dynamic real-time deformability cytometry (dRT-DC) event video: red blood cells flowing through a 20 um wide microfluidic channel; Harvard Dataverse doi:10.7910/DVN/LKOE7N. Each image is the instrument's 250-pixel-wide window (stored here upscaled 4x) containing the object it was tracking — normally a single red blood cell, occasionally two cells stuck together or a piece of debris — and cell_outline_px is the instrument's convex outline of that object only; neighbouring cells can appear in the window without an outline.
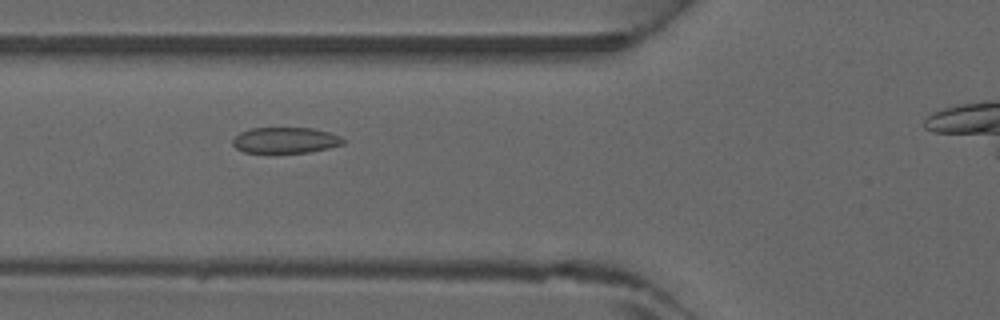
{"species": "common noctule bat (a hibernating species)", "species_latin": "Nyctalus noctula", "temperature_condition": "warm", "stored_images_in_passage": 32, "camera_frame_rate_fps": 3000, "um_per_image_px": 0.085, "animal": {"sex": "male", "forearm_length_mm": 52.5}, "frame": {"image": 1, "passage_image": 9, "time_ms": 2.667, "image_size_px": [1000, 320], "cell_outline_px": [[344, 144], [328, 148], [308, 152], [244, 152], [236, 148], [232, 144], [232, 140], [240, 132], [248, 128], [312, 128], [328, 132], [340, 136], [344, 140]], "centroid_in_image_um": [24.24, 11.91], "position_along_channel_um": 101.6, "area_um2": 16.53}}
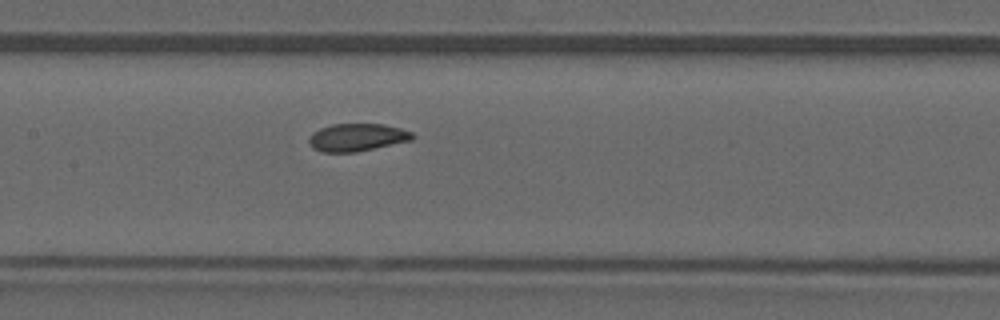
{"frame": {"image": 2, "passage_image": 14, "time_ms": 4.333, "image_size_px": [1000, 320], "cell_outline_px": [[416, 136], [412, 140], [356, 152], [320, 152], [312, 148], [308, 144], [308, 136], [312, 132], [320, 128], [332, 124], [384, 124], [400, 128], [412, 132]], "centroid_in_image_um": [30.31, 11.68], "position_along_channel_um": 177.1, "area_um2": 16.88}}
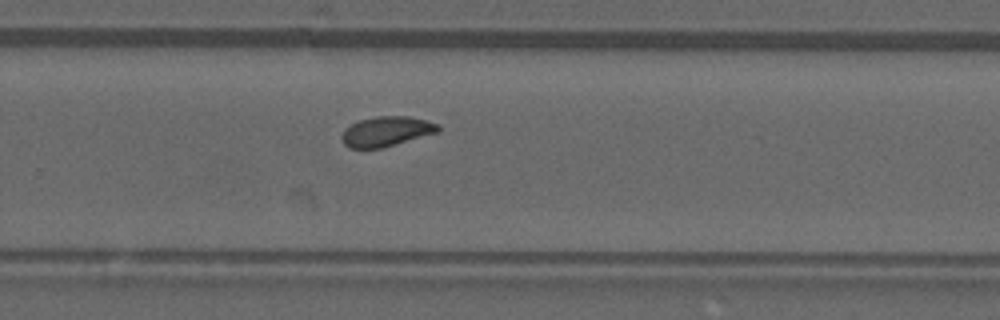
{"frame": {"image": 3, "passage_image": 22, "time_ms": 7.0, "image_size_px": [1000, 320], "cell_outline_px": [[440, 132], [380, 148], [348, 148], [344, 144], [340, 136], [344, 128], [360, 120], [376, 116], [408, 116], [424, 120], [436, 124], [440, 128]], "centroid_in_image_um": [32.81, 11.17], "position_along_channel_um": 297.0, "area_um2": 16.7}}